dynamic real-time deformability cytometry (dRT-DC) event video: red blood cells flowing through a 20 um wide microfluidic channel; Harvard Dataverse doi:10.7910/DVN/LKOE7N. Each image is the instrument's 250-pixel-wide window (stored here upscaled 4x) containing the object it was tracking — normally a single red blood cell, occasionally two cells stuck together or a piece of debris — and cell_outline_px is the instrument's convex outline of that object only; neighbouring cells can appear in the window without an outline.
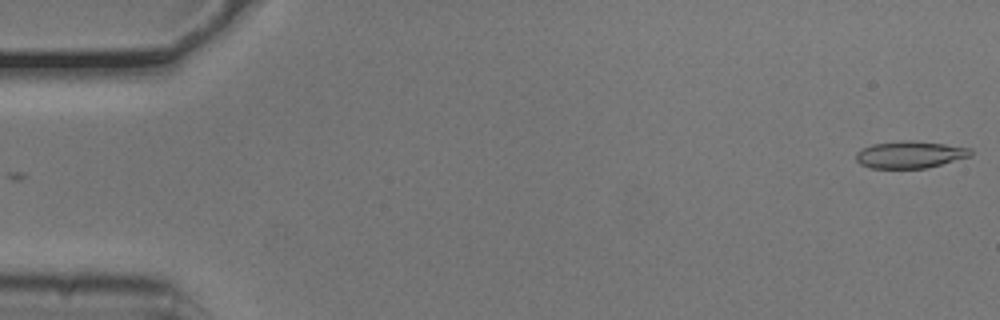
{"species": "common noctule bat (a hibernating species)", "species_latin": "Nyctalus noctula", "temperature_condition": "cold", "stored_images_in_passage": 38, "camera_frame_rate_fps": 3000, "um_per_image_px": 0.085, "animal": {"sex": "male", "body_mass_g": 20.5, "forearm_length_mm": 52.5}, "frame": {"image": 1, "passage_image": 1, "time_ms": 0.0, "image_size_px": [1000, 320], "cell_outline_px": [[972, 156], [924, 168], [868, 168], [860, 164], [856, 160], [856, 152], [872, 144], [908, 140], [912, 140], [944, 144], [972, 148]], "centroid_in_image_um": [77.35, 13.14], "position_along_channel_um": 7.7, "area_um2": 17.98}}
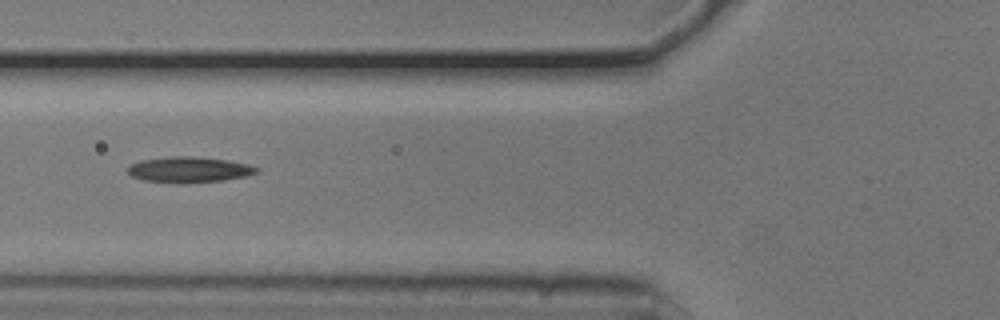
{"frame": {"image": 2, "passage_image": 20, "time_ms": 6.333, "image_size_px": [1000, 320], "cell_outline_px": [[260, 172], [244, 176], [224, 180], [184, 184], [176, 184], [144, 180], [132, 176], [128, 172], [128, 164], [140, 160], [168, 156], [192, 156], [228, 160], [248, 164], [260, 168]], "centroid_in_image_um": [16.06, 14.42], "position_along_channel_um": 109.7, "area_um2": 19.65}}
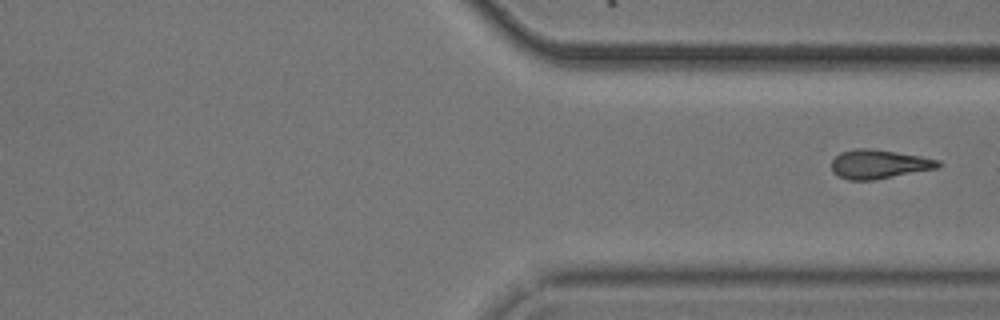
{"frame": {"image": 3, "passage_image": 38, "time_ms": 12.333, "image_size_px": [1000, 320], "cell_outline_px": [[944, 164], [940, 168], [876, 180], [848, 180], [836, 176], [832, 172], [832, 160], [840, 152], [856, 148], [868, 148], [896, 152], [920, 156], [940, 160]], "centroid_in_image_um": [74.74, 13.97], "position_along_channel_um": 336.7, "area_um2": 18.38}}